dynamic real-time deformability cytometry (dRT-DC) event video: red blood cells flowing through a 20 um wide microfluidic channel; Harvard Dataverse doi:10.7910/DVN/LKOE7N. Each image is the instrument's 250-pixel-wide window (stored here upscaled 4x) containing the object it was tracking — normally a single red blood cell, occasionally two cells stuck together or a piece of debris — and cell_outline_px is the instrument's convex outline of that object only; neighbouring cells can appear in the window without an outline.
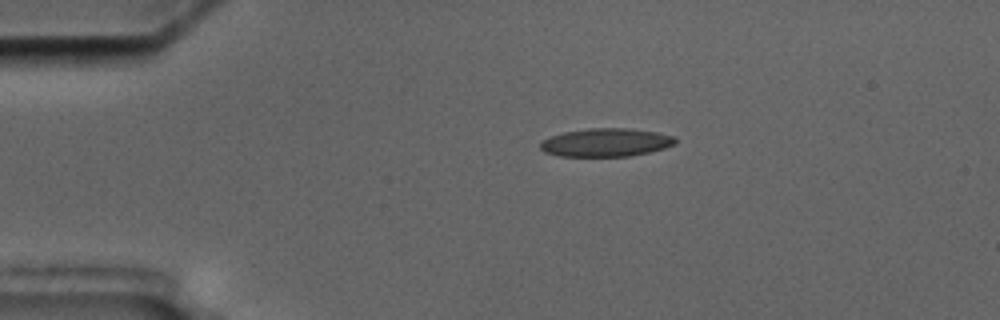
{"species": "common noctule bat (a hibernating species)", "species_latin": "Nyctalus noctula", "temperature_condition": "cold", "stored_images_in_passage": 2, "camera_frame_rate_fps": 3000, "um_per_image_px": 0.085, "animal": {"sex": "male", "body_mass_g": 17.5, "forearm_length_mm": 52.3}, "frame": {"image": 1, "passage_image": 2, "time_ms": 2.0, "image_size_px": [1000, 320], "cell_outline_px": [[676, 144], [664, 148], [648, 152], [628, 156], [560, 156], [544, 152], [540, 148], [540, 144], [544, 140], [552, 136], [564, 132], [588, 128], [628, 128], [656, 132], [676, 136]], "centroid_in_image_um": [51.53, 12.1], "position_along_channel_um": 33.5, "area_um2": 22.14}}